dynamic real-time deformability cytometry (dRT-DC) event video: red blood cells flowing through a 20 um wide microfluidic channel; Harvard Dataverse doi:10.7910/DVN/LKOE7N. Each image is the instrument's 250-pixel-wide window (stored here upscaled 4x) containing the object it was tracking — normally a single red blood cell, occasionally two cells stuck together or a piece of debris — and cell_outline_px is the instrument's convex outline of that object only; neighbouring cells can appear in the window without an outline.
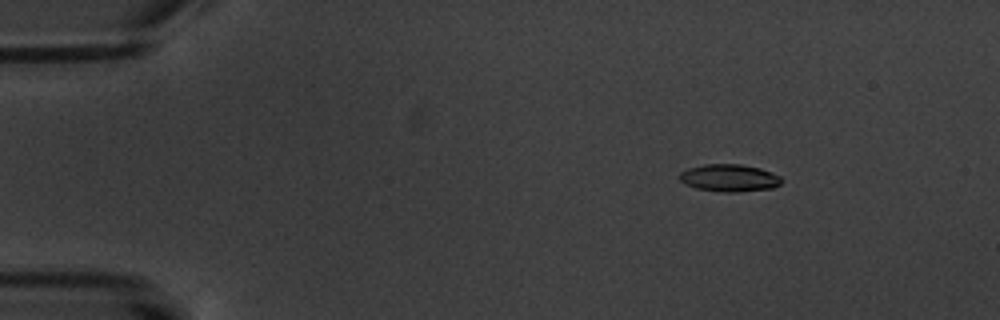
{"species": "common noctule bat (a hibernating species)", "species_latin": "Nyctalus noctula", "temperature_condition": "warm", "stored_images_in_passage": 6, "camera_frame_rate_fps": 3000, "um_per_image_px": 0.085, "animal": {"sex": "male", "body_mass_g": 20.1, "forearm_length_mm": 53.5}, "frame": {"image": 1, "passage_image": 3, "time_ms": 2.333, "image_size_px": [1000, 320], "cell_outline_px": [[784, 180], [780, 184], [772, 188], [736, 192], [724, 192], [696, 188], [684, 184], [680, 180], [680, 172], [688, 168], [704, 164], [740, 164], [760, 168], [772, 172], [780, 176]], "centroid_in_image_um": [62.0, 15.12], "position_along_channel_um": 23.0, "area_um2": 16.3}}
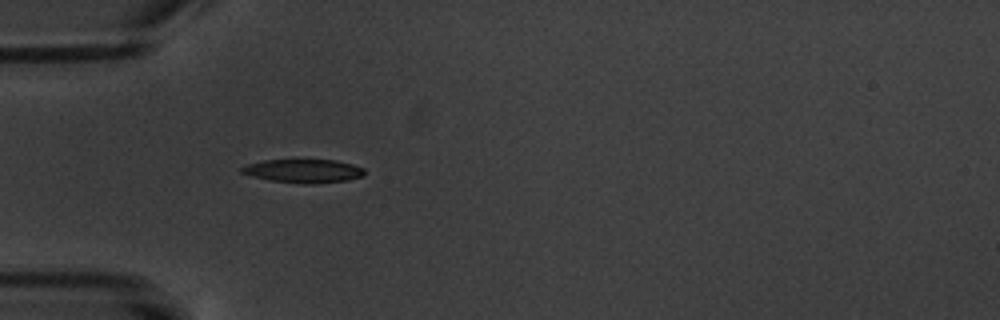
{"frame": {"image": 2, "passage_image": 6, "time_ms": 5.667, "image_size_px": [1000, 320], "cell_outline_px": [[364, 176], [348, 180], [312, 184], [304, 184], [268, 180], [252, 176], [240, 172], [240, 168], [248, 164], [264, 160], [336, 160], [352, 164], [364, 168]], "centroid_in_image_um": [25.8, 14.54], "position_along_channel_um": 59.2, "area_um2": 16.88}}